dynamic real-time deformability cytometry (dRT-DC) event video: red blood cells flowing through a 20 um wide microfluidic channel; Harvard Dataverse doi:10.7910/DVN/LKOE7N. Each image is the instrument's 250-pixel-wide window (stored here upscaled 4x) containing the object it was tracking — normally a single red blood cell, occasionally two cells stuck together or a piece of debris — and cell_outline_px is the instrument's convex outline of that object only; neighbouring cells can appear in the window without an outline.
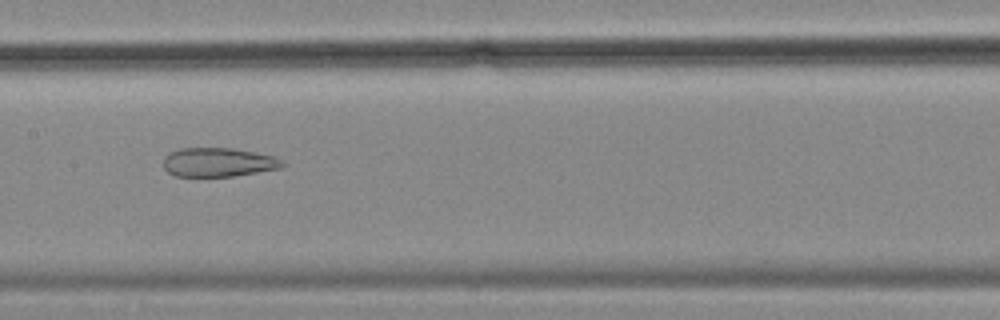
{"species": "common noctule bat (a hibernating species)", "species_latin": "Nyctalus noctula", "temperature_condition": "cold", "stored_images_in_passage": 54, "camera_frame_rate_fps": 3000, "um_per_image_px": 0.085, "animal": {"sex": "female", "body_mass_g": 18.4}, "frame": {"image": 1, "passage_image": 25, "time_ms": 8.0, "image_size_px": [1000, 320], "cell_outline_px": [[284, 164], [280, 168], [232, 176], [176, 176], [168, 172], [164, 168], [164, 156], [168, 152], [180, 148], [232, 148], [256, 152], [272, 156], [284, 160]], "centroid_in_image_um": [18.53, 13.78], "position_along_channel_um": 188.9, "area_um2": 20.06}}
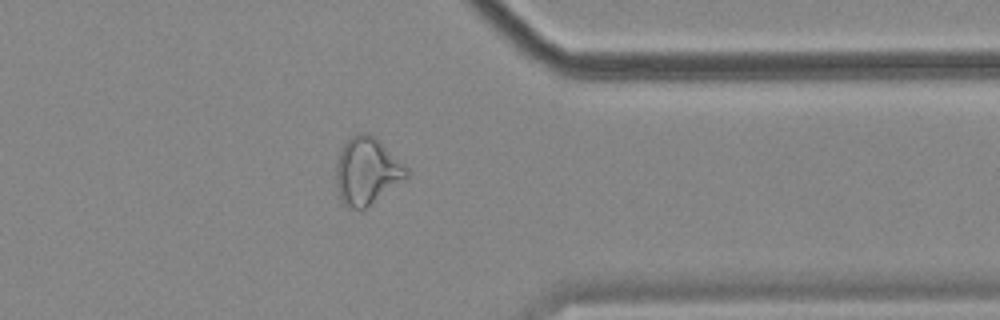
{"frame": {"image": 2, "passage_image": 42, "time_ms": 13.667, "image_size_px": [1000, 320], "cell_outline_px": [[408, 176], [364, 208], [348, 208], [340, 204], [336, 184], [336, 160], [340, 148], [356, 132], [368, 132], [376, 136], [408, 168]], "centroid_in_image_um": [31.14, 14.5], "position_along_channel_um": 380.3, "area_um2": 27.63}}
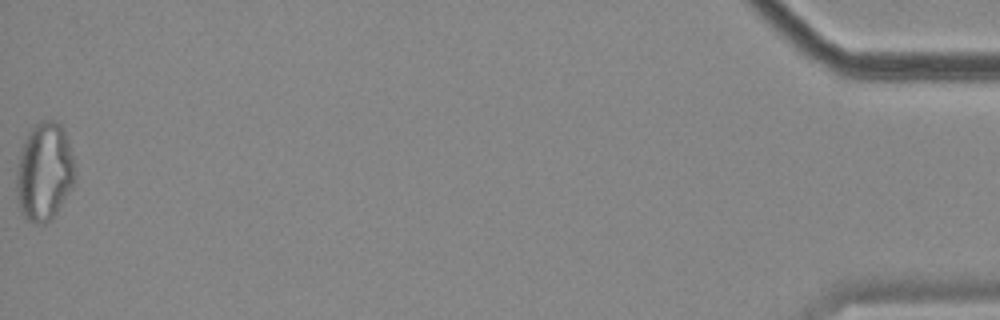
{"frame": {"image": 3, "passage_image": 54, "time_ms": 17.667, "image_size_px": [1000, 320], "cell_outline_px": [[76, 172], [72, 184], [52, 220], [44, 224], [36, 224], [28, 220], [24, 216], [20, 208], [16, 188], [16, 172], [20, 156], [28, 132], [40, 120], [52, 120], [60, 124], [64, 128], [68, 140]], "centroid_in_image_um": [3.77, 14.6], "position_along_channel_um": 431.4, "area_um2": 33.12}, "authors_computed_cell_mechanics": {"area_um2": 27.5995, "velocity_mm_per_s": 3.5131, "shape_relaxation_time_tau1_ms": null, "shape_relaxation_time_tau2_ms": 3.35, "deformation_change_tau1": null, "deformation_change_tau2": 0.1208}}